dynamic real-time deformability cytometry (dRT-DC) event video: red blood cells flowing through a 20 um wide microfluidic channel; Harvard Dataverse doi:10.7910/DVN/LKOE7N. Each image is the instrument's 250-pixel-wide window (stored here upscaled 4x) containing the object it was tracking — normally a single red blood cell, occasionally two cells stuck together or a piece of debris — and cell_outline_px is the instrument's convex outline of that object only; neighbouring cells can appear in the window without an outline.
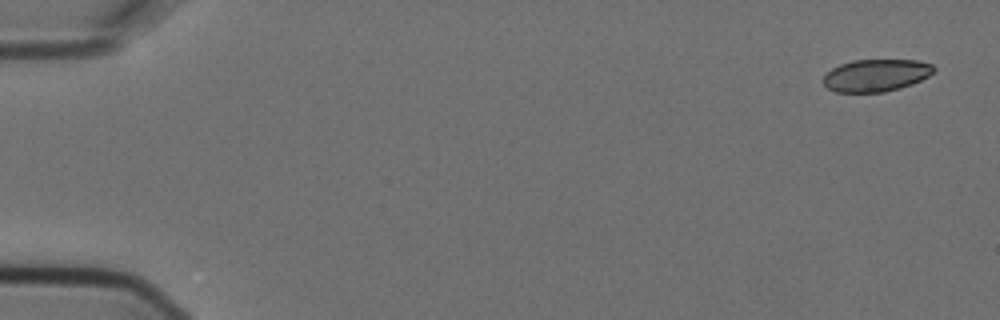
{"species": "Egyptian fruit bat (a non-hibernating species)", "species_latin": "Rousettus aegyptiacus", "temperature_condition": "cold", "stored_images_in_passage": 6, "camera_frame_rate_fps": 3000, "um_per_image_px": 0.085, "animal": {"sex": "female"}, "frame": {"image": 1, "passage_image": 1, "time_ms": 0.0, "image_size_px": [1000, 320], "cell_outline_px": [[936, 68], [928, 76], [912, 84], [900, 88], [884, 92], [836, 92], [828, 88], [824, 84], [824, 76], [832, 68], [840, 64], [852, 60], [916, 60], [932, 64]], "centroid_in_image_um": [74.47, 6.4], "position_along_channel_um": 10.5, "area_um2": 20.69}}
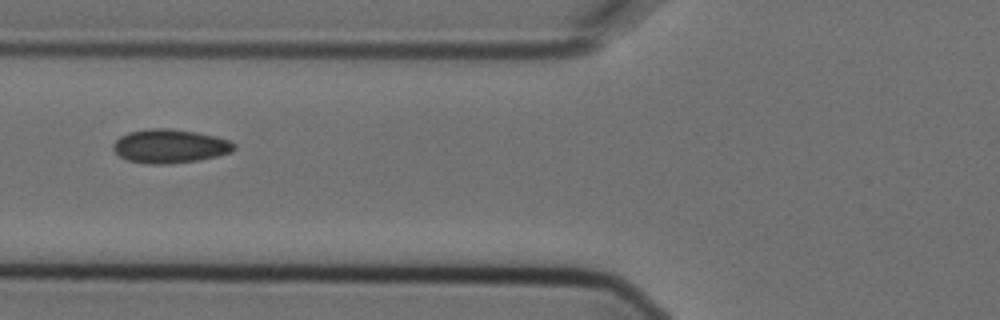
{"frame": {"image": 2, "passage_image": 5, "time_ms": 1.333, "image_size_px": [1000, 320], "cell_outline_px": [[236, 148], [232, 152], [216, 156], [196, 160], [168, 164], [148, 164], [128, 160], [120, 156], [112, 148], [112, 144], [120, 136], [128, 132], [148, 128], [168, 128], [196, 132], [216, 136], [228, 140], [236, 144]], "centroid_in_image_um": [14.43, 12.41], "position_along_channel_um": 111.4, "area_um2": 23.81}}
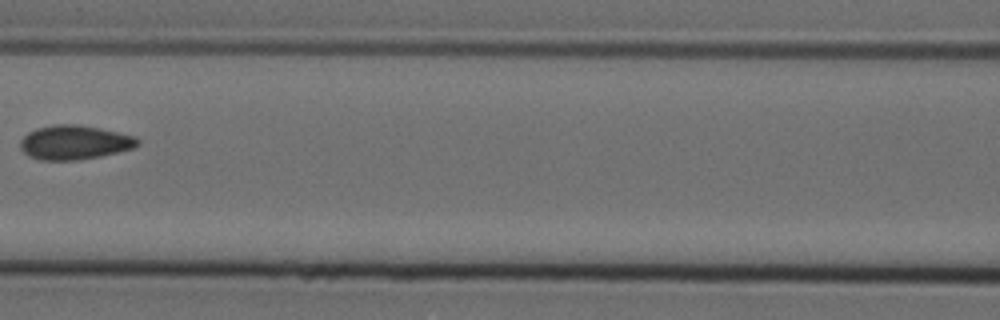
{"frame": {"image": 3, "passage_image": 6, "time_ms": 1.667, "image_size_px": [1000, 320], "cell_outline_px": [[140, 144], [132, 148], [100, 156], [80, 160], [40, 160], [28, 156], [20, 148], [20, 140], [28, 132], [36, 128], [52, 124], [80, 124], [100, 128], [136, 136], [140, 140]], "centroid_in_image_um": [6.32, 12.09], "position_along_channel_um": 160.3, "area_um2": 23.58}}